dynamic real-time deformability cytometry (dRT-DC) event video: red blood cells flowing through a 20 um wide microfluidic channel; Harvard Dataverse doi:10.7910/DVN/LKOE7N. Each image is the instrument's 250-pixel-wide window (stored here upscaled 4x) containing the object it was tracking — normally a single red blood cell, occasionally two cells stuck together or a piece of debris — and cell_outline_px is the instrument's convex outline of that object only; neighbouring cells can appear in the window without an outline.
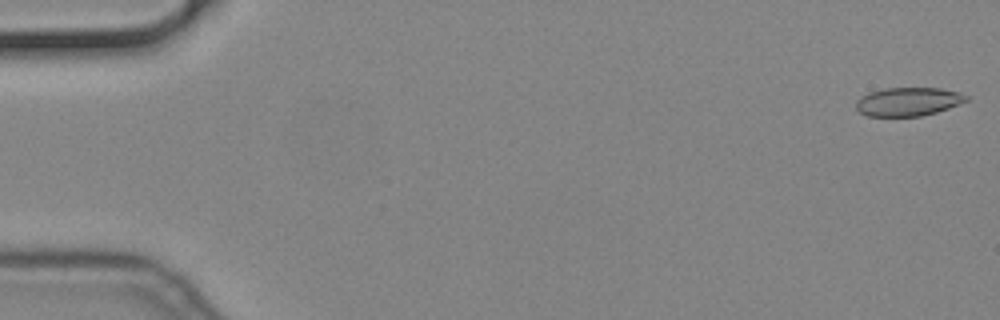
{"species": "common noctule bat (a hibernating species)", "species_latin": "Nyctalus noctula", "temperature_condition": "cold", "stored_images_in_passage": 9, "camera_frame_rate_fps": 3000, "um_per_image_px": 0.085, "animal": {"sex": "male", "body_mass_g": 19.2, "forearm_length_mm": 51.8}, "frame": {"image": 1, "passage_image": 1, "time_ms": 0.0, "image_size_px": [1000, 320], "cell_outline_px": [[968, 100], [948, 108], [936, 112], [920, 116], [868, 116], [860, 112], [856, 108], [856, 100], [860, 96], [868, 92], [884, 88], [940, 88], [960, 92], [968, 96]], "centroid_in_image_um": [77.17, 8.63], "position_along_channel_um": 7.8, "area_um2": 18.38}}